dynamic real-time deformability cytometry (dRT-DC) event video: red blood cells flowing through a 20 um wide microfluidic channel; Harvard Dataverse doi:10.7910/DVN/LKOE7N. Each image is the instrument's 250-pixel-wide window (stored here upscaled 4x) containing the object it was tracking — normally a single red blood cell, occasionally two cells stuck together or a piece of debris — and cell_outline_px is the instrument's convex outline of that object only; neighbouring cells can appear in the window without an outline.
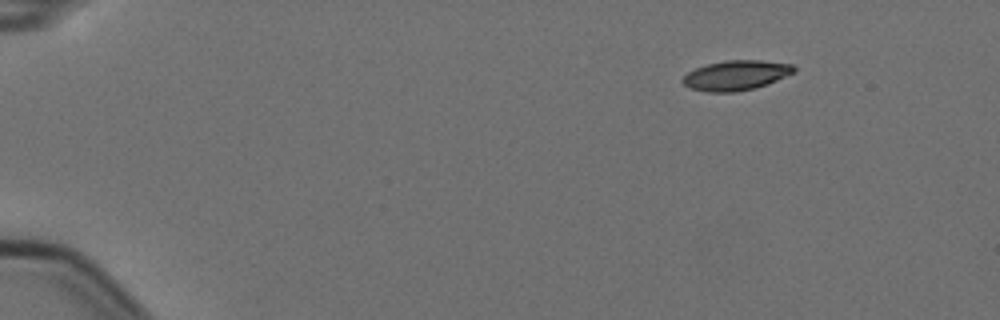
{"species": "Egyptian fruit bat (a non-hibernating species)", "species_latin": "Rousettus aegyptiacus", "temperature_condition": "cold", "stored_images_in_passage": 7, "camera_frame_rate_fps": 3000, "um_per_image_px": 0.085, "animal": {"sex": "female"}, "frame": {"image": 1, "passage_image": 1, "time_ms": 0.0, "image_size_px": [1000, 320], "cell_outline_px": [[796, 72], [768, 84], [756, 88], [736, 92], [708, 92], [688, 88], [680, 80], [688, 72], [696, 68], [708, 64], [724, 60], [760, 60], [792, 64], [796, 68]], "centroid_in_image_um": [62.57, 6.41], "position_along_channel_um": 22.4, "area_um2": 19.54}}